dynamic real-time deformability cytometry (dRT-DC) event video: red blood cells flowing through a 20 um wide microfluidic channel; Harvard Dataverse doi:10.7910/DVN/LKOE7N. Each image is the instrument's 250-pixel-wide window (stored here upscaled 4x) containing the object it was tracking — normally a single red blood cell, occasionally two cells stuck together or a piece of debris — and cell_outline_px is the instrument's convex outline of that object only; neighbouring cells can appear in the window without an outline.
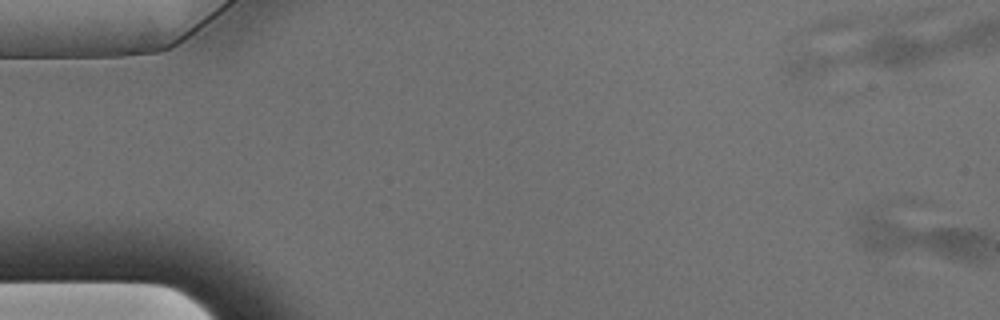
{"species": "Egyptian fruit bat (a non-hibernating species)", "species_latin": "Rousettus aegyptiacus", "temperature_condition": "warm", "stored_images_in_passage": 2, "segment_of_instrument_passage": [1, 2], "camera_frame_rate_fps": 3000, "um_per_image_px": 0.085, "animal": {"sex": "male"}, "frame": {"image": 1, "passage_image": 1, "time_ms": 0.0, "image_size_px": [1000, 320], "cell_outline_px": [[896, 252], [880, 252], [864, 248], [852, 236], [856, 212], [872, 200], [896, 220]], "centroid_in_image_um": [74.39, 19.45], "position_along_channel_um": 10.6, "area_um2": 12.31}}